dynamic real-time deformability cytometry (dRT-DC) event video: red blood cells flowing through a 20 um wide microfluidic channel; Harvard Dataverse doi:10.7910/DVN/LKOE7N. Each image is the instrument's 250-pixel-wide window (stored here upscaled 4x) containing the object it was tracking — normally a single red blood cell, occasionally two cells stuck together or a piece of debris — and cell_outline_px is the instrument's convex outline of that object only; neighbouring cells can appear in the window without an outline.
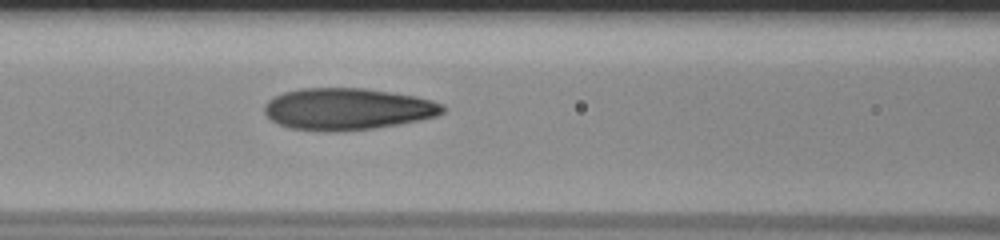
{"species": "human", "species_latin": "Homo sapiens", "temperature_condition": "room temperature", "stored_images_in_passage": 24, "camera_frame_rate_fps": 3000, "um_per_image_px": 0.085, "donor": {"sex": "male"}, "frame": {"image": 1, "passage_image": 8, "time_ms": 2.333, "image_size_px": [1000, 240], "cell_outline_px": [[444, 112], [436, 116], [420, 120], [372, 128], [292, 128], [280, 124], [272, 120], [264, 112], [264, 104], [268, 100], [284, 92], [300, 88], [364, 88], [392, 92], [416, 96], [432, 100], [444, 104]], "centroid_in_image_um": [29.58, 9.2], "position_along_channel_um": 137.0, "area_um2": 42.08}}
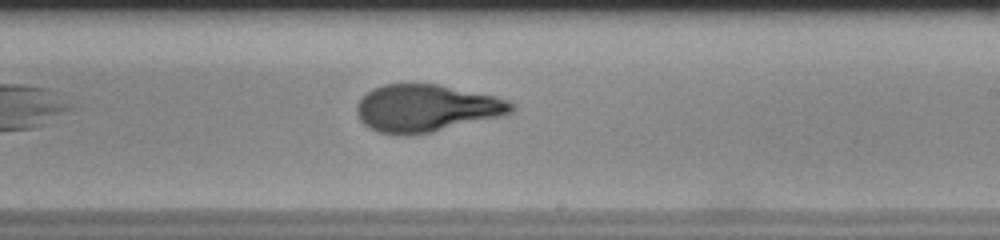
{"frame": {"image": 2, "passage_image": 17, "time_ms": 5.333, "image_size_px": [1000, 240], "cell_outline_px": [[516, 108], [512, 112], [500, 116], [432, 132], [408, 136], [400, 136], [380, 132], [368, 128], [360, 120], [356, 112], [356, 108], [360, 100], [372, 88], [384, 84], [436, 84], [496, 96], [508, 100]], "centroid_in_image_um": [36.22, 9.21], "position_along_channel_um": 252.8, "area_um2": 42.54}}